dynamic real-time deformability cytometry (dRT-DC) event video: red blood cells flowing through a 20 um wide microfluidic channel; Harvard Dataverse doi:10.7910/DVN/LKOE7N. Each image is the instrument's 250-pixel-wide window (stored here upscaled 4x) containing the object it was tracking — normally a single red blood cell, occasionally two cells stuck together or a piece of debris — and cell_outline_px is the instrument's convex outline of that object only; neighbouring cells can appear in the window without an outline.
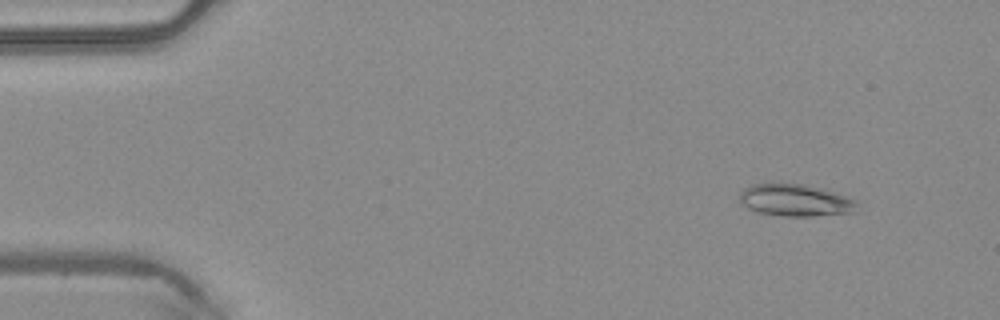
{"species": "common noctule bat (a hibernating species)", "species_latin": "Nyctalus noctula", "temperature_condition": "warm", "stored_images_in_passage": 48, "camera_frame_rate_fps": 3000, "um_per_image_px": 0.085, "animal": {"sex": "male", "body_mass_g": 20.4}, "frame": {"image": 1, "passage_image": 5, "time_ms": 1.333, "image_size_px": [1000, 320], "cell_outline_px": [[856, 212], [812, 216], [784, 216], [756, 212], [740, 204], [740, 192], [744, 188], [752, 184], [772, 180], [780, 180], [828, 188], [856, 200]], "centroid_in_image_um": [67.57, 16.96], "position_along_channel_um": 17.4, "area_um2": 23.06}}
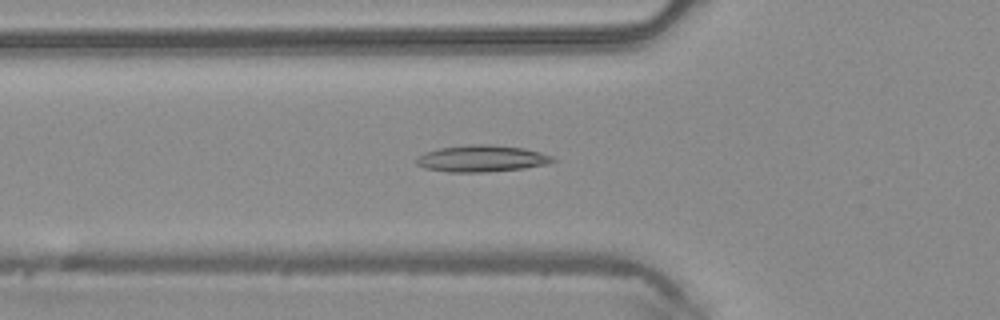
{"frame": {"image": 2, "passage_image": 17, "time_ms": 5.333, "image_size_px": [1000, 320], "cell_outline_px": [[556, 160], [548, 164], [524, 168], [484, 172], [448, 172], [424, 168], [416, 164], [416, 156], [424, 152], [440, 148], [468, 144], [492, 144], [524, 148], [540, 152], [552, 156]], "centroid_in_image_um": [40.92, 13.47], "position_along_channel_um": 84.9, "area_um2": 21.33}}
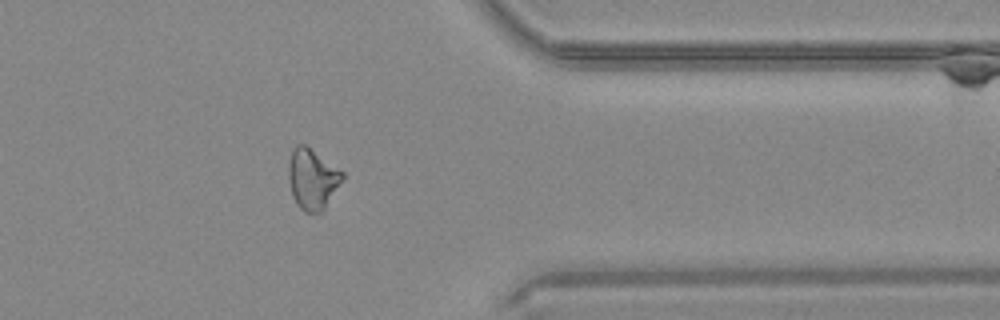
{"frame": {"image": 3, "passage_image": 39, "time_ms": 12.667, "image_size_px": [1000, 320], "cell_outline_px": [[344, 176], [324, 208], [316, 216], [304, 212], [296, 204], [292, 196], [288, 176], [288, 164], [292, 148], [296, 144], [304, 144], [344, 172]], "centroid_in_image_um": [26.51, 15.23], "position_along_channel_um": 384.9, "area_um2": 19.02}, "authors_computed_cell_mechanics": {"area_um2": 19.2763, "velocity_mm_per_s": 4.2319, "shape_relaxation_time_tau1_ms": null, "shape_relaxation_time_tau2_ms": 4.5591, "deformation_change_tau1": null, "deformation_change_tau2": 0.1276}}